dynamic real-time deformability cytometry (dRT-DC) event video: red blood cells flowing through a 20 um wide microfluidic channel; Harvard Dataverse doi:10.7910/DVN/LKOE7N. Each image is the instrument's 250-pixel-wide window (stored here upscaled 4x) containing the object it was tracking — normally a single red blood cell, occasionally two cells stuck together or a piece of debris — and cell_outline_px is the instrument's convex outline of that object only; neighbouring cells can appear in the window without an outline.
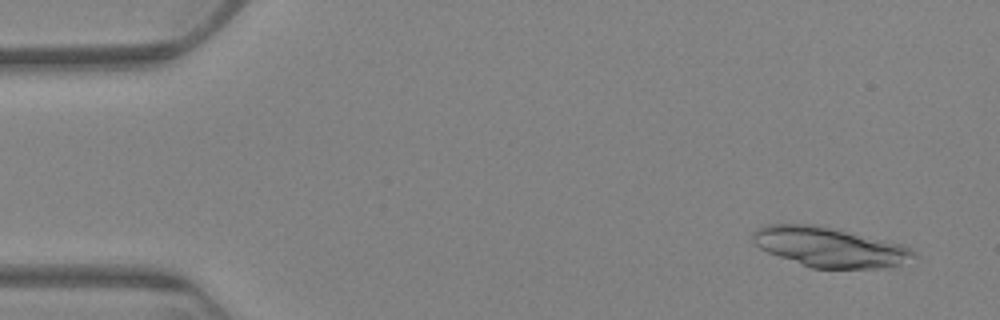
{"species": "Egyptian fruit bat (a non-hibernating species)", "species_latin": "Rousettus aegyptiacus", "temperature_condition": "warm", "stored_images_in_passage": 61, "segment_of_instrument_passage": [1, 2], "camera_frame_rate_fps": 3000, "um_per_image_px": 0.085, "animal": {"sex": "female"}, "frame": {"image": 1, "passage_image": 4, "time_ms": 1.0, "image_size_px": [1000, 320], "cell_outline_px": [[916, 256], [900, 264], [888, 268], [812, 268], [768, 252], [760, 248], [752, 240], [752, 232], [756, 228], [764, 224], [816, 224], [836, 228], [904, 244], [912, 248], [916, 252]], "centroid_in_image_um": [70.54, 20.98], "position_along_channel_um": 14.5, "area_um2": 37.57}}